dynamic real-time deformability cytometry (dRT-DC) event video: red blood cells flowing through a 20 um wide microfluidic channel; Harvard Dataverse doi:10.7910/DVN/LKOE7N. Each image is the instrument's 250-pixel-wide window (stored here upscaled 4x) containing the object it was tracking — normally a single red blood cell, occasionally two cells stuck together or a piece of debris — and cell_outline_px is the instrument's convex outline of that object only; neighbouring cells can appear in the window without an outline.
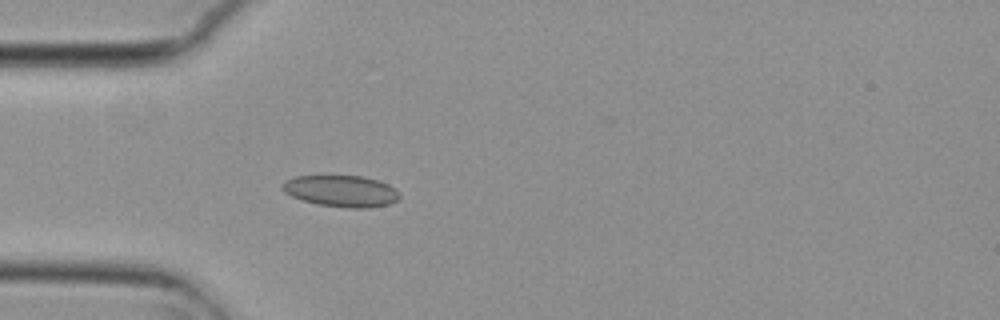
{"species": "common noctule bat (a hibernating species)", "species_latin": "Nyctalus noctula", "temperature_condition": "cold", "stored_images_in_passage": 4, "camera_frame_rate_fps": 3000, "um_per_image_px": 0.085, "animal": {"sex": "female", "body_mass_g": 29.2, "forearm_length_mm": 56.3}, "frame": {"image": 1, "passage_image": 4, "time_ms": 1.0, "image_size_px": [1000, 320], "cell_outline_px": [[400, 196], [396, 200], [388, 204], [368, 208], [348, 208], [316, 204], [292, 196], [284, 192], [280, 188], [280, 184], [284, 180], [292, 176], [360, 176], [376, 180], [388, 184], [396, 188], [400, 192]], "centroid_in_image_um": [28.97, 16.23], "position_along_channel_um": 56.0, "area_um2": 21.62}}